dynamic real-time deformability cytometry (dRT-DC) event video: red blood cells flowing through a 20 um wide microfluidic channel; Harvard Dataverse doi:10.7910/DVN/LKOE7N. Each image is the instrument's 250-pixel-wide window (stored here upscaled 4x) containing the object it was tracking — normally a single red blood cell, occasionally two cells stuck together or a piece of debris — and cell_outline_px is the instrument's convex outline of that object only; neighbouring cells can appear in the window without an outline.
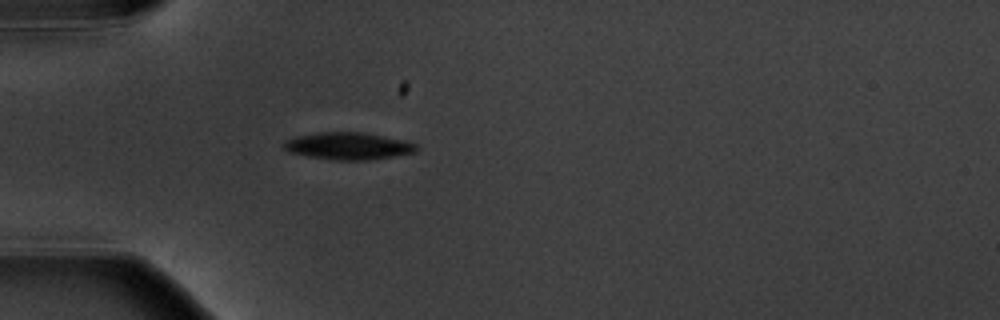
{"species": "common noctule bat (a hibernating species)", "species_latin": "Nyctalus noctula", "temperature_condition": "warm", "stored_images_in_passage": 1, "camera_frame_rate_fps": 3000, "um_per_image_px": 0.085, "animal": {"sex": "male", "body_mass_g": 20.1, "forearm_length_mm": 53.5}, "frame": {"image": 1, "passage_image": 1, "time_ms": 0.0, "image_size_px": [1000, 320], "cell_outline_px": [[420, 148], [416, 152], [368, 160], [336, 160], [308, 156], [288, 152], [284, 148], [284, 140], [296, 136], [316, 132], [364, 132], [404, 140], [416, 144]], "centroid_in_image_um": [29.6, 12.4], "position_along_channel_um": 55.4, "area_um2": 21.04}}